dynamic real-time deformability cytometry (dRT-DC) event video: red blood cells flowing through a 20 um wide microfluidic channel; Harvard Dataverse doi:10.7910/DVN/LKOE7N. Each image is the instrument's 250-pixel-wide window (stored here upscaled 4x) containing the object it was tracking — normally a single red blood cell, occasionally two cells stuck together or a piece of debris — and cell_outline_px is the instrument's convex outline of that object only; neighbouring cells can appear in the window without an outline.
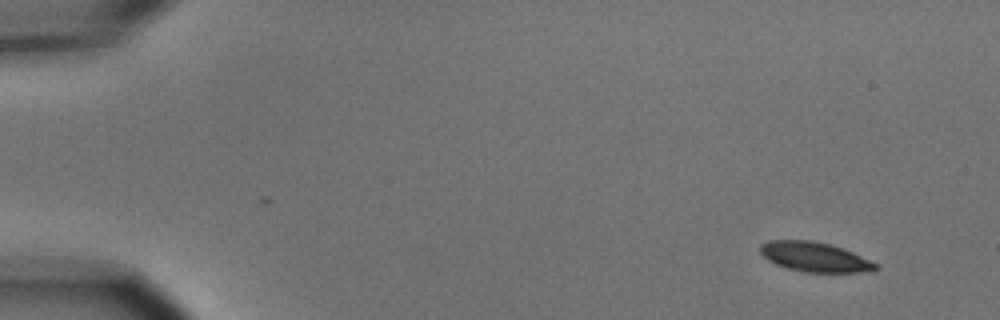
{"species": "common noctule bat (a hibernating species)", "species_latin": "Nyctalus noctula", "temperature_condition": "cold", "stored_images_in_passage": 9, "camera_frame_rate_fps": 3000, "um_per_image_px": 0.085, "animal": {"sex": "male", "body_mass_g": 15.6}, "frame": {"image": 1, "passage_image": 1, "time_ms": 0.0, "image_size_px": [1000, 320], "cell_outline_px": [[880, 268], [860, 272], [804, 272], [788, 268], [776, 264], [768, 260], [760, 252], [760, 244], [768, 240], [812, 240], [844, 248], [876, 264]], "centroid_in_image_um": [69.2, 21.83], "position_along_channel_um": 15.8, "area_um2": 19.71}}
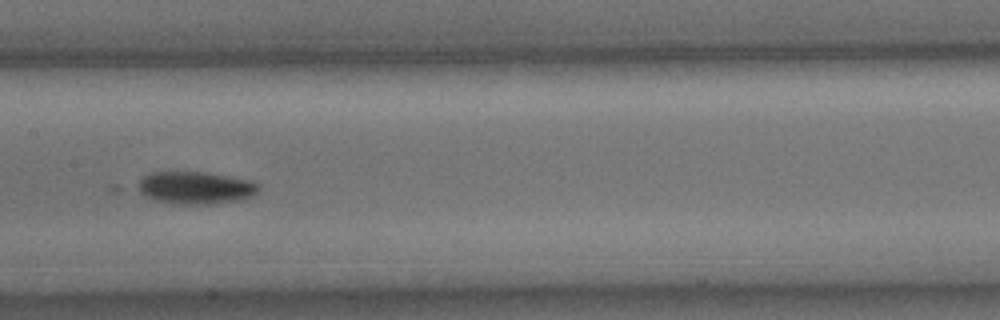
{"frame": {"image": 2, "passage_image": 8, "time_ms": 8.0, "image_size_px": [1000, 320], "cell_outline_px": [[260, 188], [252, 196], [240, 200], [212, 204], [180, 204], [156, 200], [132, 188], [144, 176], [152, 172], [204, 172], [252, 180], [260, 184]], "centroid_in_image_um": [16.62, 15.95], "position_along_channel_um": 190.8, "area_um2": 22.95}}
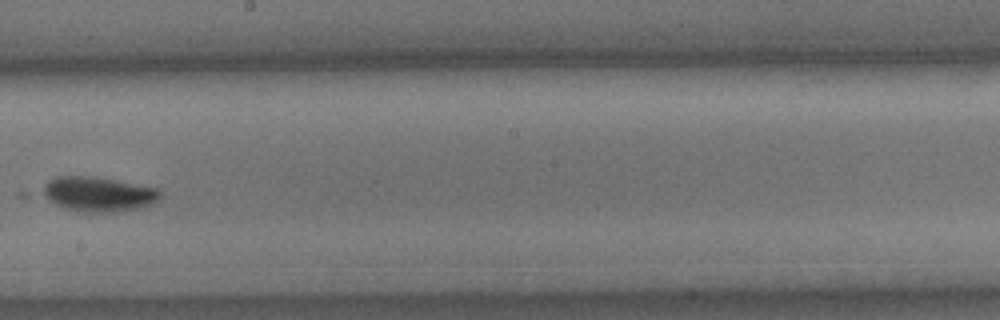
{"frame": {"image": 3, "passage_image": 9, "time_ms": 9.333, "image_size_px": [1000, 320], "cell_outline_px": [[160, 196], [156, 204], [124, 212], [84, 212], [64, 208], [56, 204], [36, 192], [48, 180], [56, 176], [96, 176], [156, 188], [160, 192]], "centroid_in_image_um": [8.32, 16.5], "position_along_channel_um": 239.9, "area_um2": 24.33}}